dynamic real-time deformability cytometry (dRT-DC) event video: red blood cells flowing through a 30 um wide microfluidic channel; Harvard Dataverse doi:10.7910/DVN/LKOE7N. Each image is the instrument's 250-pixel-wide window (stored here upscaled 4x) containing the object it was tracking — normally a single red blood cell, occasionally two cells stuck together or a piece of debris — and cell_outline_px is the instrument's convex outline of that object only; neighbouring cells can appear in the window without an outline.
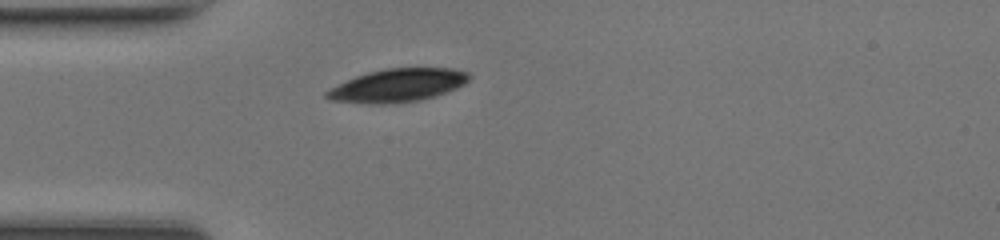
{"species": "common noctule bat (a hibernating species)", "species_latin": "Nyctalus noctula", "temperature_condition": "room temperature", "stored_images_in_passage": 17, "camera_frame_rate_fps": 3000, "um_per_image_px": 0.085, "animal": {"sex": "female", "body_mass_g": 17.0, "forearm_length_mm": 48.0}, "frame": {"image": 1, "passage_image": 1, "time_ms": 0.0, "image_size_px": [1000, 240], "cell_outline_px": [[472, 76], [464, 84], [456, 88], [420, 100], [392, 104], [368, 104], [332, 100], [324, 96], [324, 92], [356, 76], [368, 72], [388, 68], [452, 68], [468, 72]], "centroid_in_image_um": [33.81, 7.26], "position_along_channel_um": 51.2, "area_um2": 27.28}}